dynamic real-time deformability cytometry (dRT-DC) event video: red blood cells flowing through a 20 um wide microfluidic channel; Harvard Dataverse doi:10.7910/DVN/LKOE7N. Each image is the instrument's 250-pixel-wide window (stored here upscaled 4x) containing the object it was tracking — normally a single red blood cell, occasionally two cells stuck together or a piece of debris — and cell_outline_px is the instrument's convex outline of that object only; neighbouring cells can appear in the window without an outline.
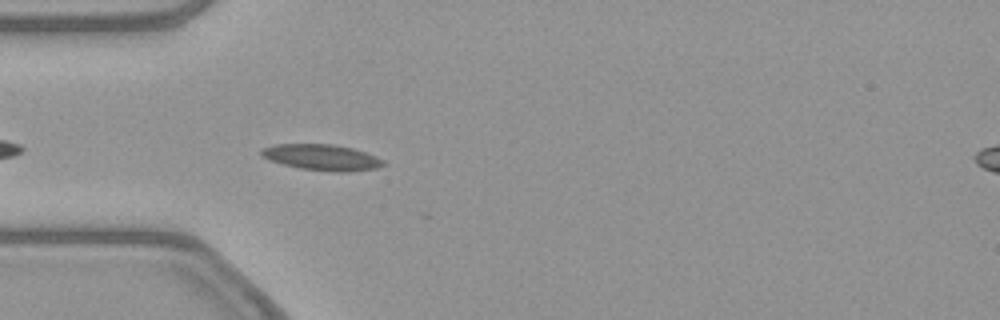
{"species": "common noctule bat (a hibernating species)", "species_latin": "Nyctalus noctula", "temperature_condition": "warm", "stored_images_in_passage": 7, "camera_frame_rate_fps": 3000, "um_per_image_px": 0.085, "animal": {"sex": "female", "body_mass_g": 21.9}, "frame": {"image": 1, "passage_image": 3, "time_ms": 0.667, "image_size_px": [1000, 320], "cell_outline_px": [[388, 164], [376, 168], [348, 172], [336, 172], [300, 168], [268, 160], [260, 156], [260, 152], [264, 148], [276, 144], [332, 144], [352, 148], [376, 156], [384, 160]], "centroid_in_image_um": [27.38, 13.38], "position_along_channel_um": 57.6, "area_um2": 18.44}}
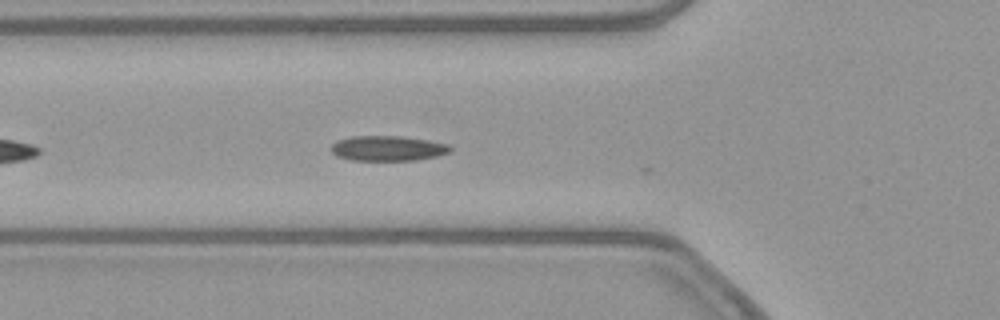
{"frame": {"image": 2, "passage_image": 6, "time_ms": 1.667, "image_size_px": [1000, 320], "cell_outline_px": [[452, 148], [448, 152], [436, 156], [416, 160], [352, 160], [336, 156], [328, 148], [336, 140], [352, 136], [400, 136], [428, 140], [448, 144]], "centroid_in_image_um": [32.9, 12.6], "position_along_channel_um": 92.9, "area_um2": 17.46}}